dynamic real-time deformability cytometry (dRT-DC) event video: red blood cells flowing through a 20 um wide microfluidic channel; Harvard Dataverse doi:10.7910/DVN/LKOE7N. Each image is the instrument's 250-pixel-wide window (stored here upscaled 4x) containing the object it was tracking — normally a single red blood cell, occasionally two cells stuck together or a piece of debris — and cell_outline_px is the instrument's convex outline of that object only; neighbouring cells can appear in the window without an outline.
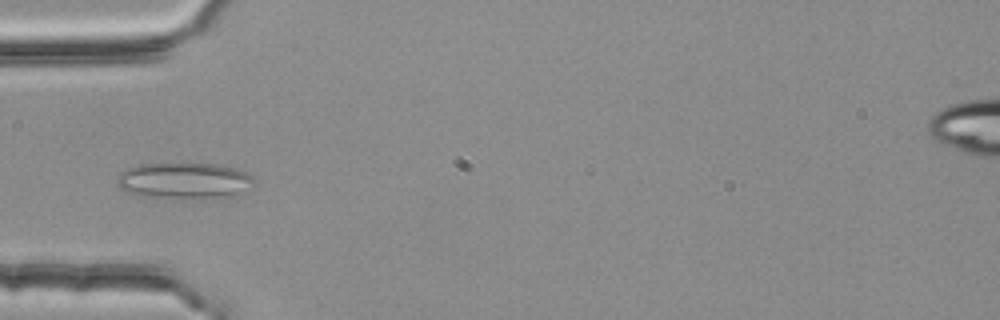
{"species": "common noctule bat (a hibernating species)", "species_latin": "Nyctalus noctula", "temperature_condition": "room temperature", "stored_images_in_passage": 7, "camera_frame_rate_fps": 3000, "um_per_image_px": 0.085, "animal": {"sex": "female", "body_mass_g": 25.1}, "frame": {"image": 1, "passage_image": 5, "time_ms": 1.333, "image_size_px": [1000, 320], "cell_outline_px": [[256, 184], [232, 196], [216, 200], [152, 196], [124, 192], [116, 184], [116, 180], [120, 172], [128, 168], [140, 164], [216, 164], [232, 168], [244, 172], [252, 176]], "centroid_in_image_um": [15.68, 15.38], "position_along_channel_um": 69.3, "area_um2": 28.96}}
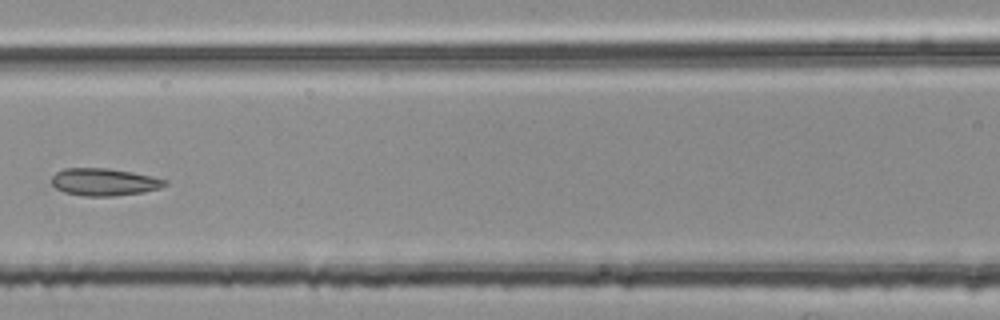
{"frame": {"image": 2, "passage_image": 7, "time_ms": 2.0, "image_size_px": [1000, 320], "cell_outline_px": [[168, 184], [160, 188], [140, 192], [112, 196], [84, 196], [64, 192], [56, 188], [52, 184], [52, 176], [56, 172], [64, 168], [108, 168], [132, 172], [152, 176], [168, 180]], "centroid_in_image_um": [8.85, 15.46], "position_along_channel_um": 157.8, "area_um2": 18.03}}